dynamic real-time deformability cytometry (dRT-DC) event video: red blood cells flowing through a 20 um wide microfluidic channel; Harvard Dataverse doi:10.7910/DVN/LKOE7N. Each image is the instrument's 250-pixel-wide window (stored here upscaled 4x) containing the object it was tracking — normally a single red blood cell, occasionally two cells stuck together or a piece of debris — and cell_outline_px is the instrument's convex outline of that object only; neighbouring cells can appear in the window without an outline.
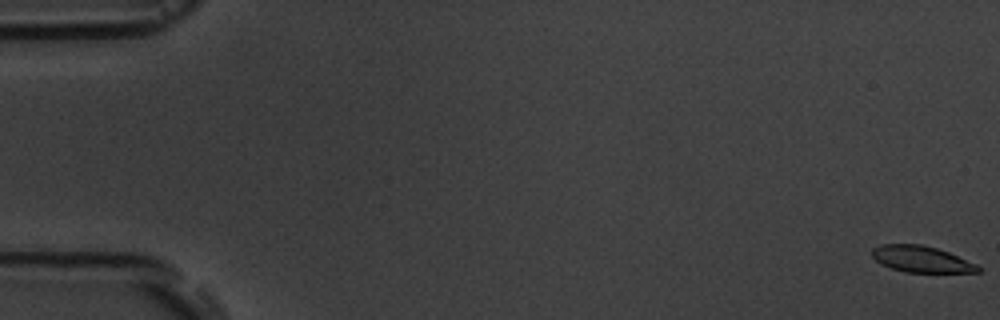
{"species": "common noctule bat (a hibernating species)", "species_latin": "Nyctalus noctula", "temperature_condition": "room temperature", "stored_images_in_passage": 9, "camera_frame_rate_fps": 3000, "um_per_image_px": 0.085, "animal": {"sex": "male", "body_mass_g": 19.5, "forearm_length_mm": 54.6}, "frame": {"image": 1, "passage_image": 1, "time_ms": 0.0, "image_size_px": [1000, 320], "cell_outline_px": [[980, 272], [904, 272], [880, 264], [872, 256], [872, 248], [880, 244], [920, 244], [936, 248], [948, 252], [976, 264], [980, 268]], "centroid_in_image_um": [78.27, 22.02], "position_along_channel_um": 6.7, "area_um2": 16.13}}
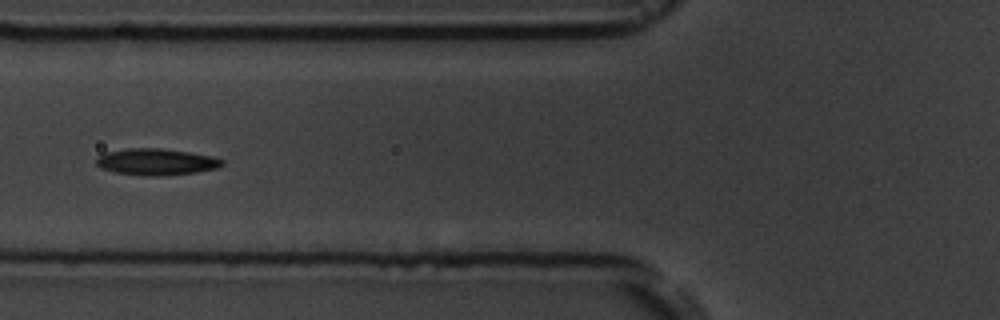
{"frame": {"image": 2, "passage_image": 7, "time_ms": 7.333, "image_size_px": [1000, 320], "cell_outline_px": [[224, 164], [216, 168], [196, 172], [160, 176], [148, 176], [112, 172], [100, 168], [96, 164], [96, 160], [104, 152], [128, 148], [160, 148], [188, 152], [212, 156], [224, 160]], "centroid_in_image_um": [13.25, 13.76], "position_along_channel_um": 112.5, "area_um2": 19.48}}
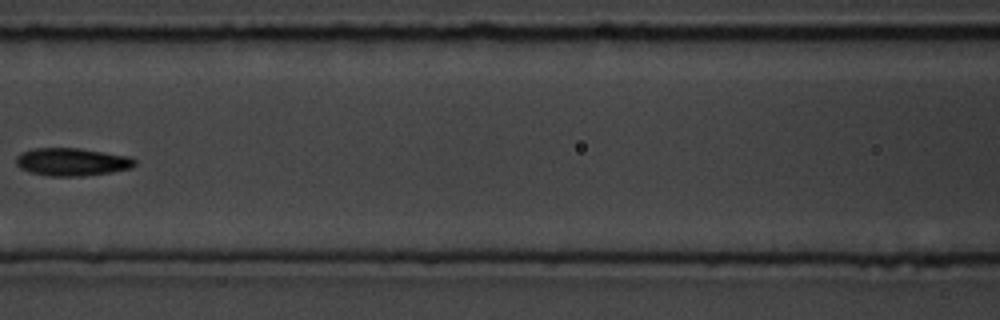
{"frame": {"image": 3, "passage_image": 8, "time_ms": 8.667, "image_size_px": [1000, 320], "cell_outline_px": [[136, 164], [132, 168], [112, 172], [80, 176], [48, 176], [28, 172], [20, 168], [16, 164], [16, 156], [20, 152], [32, 148], [80, 148], [132, 156], [136, 160]], "centroid_in_image_um": [6.12, 13.75], "position_along_channel_um": 160.5, "area_um2": 19.59}}